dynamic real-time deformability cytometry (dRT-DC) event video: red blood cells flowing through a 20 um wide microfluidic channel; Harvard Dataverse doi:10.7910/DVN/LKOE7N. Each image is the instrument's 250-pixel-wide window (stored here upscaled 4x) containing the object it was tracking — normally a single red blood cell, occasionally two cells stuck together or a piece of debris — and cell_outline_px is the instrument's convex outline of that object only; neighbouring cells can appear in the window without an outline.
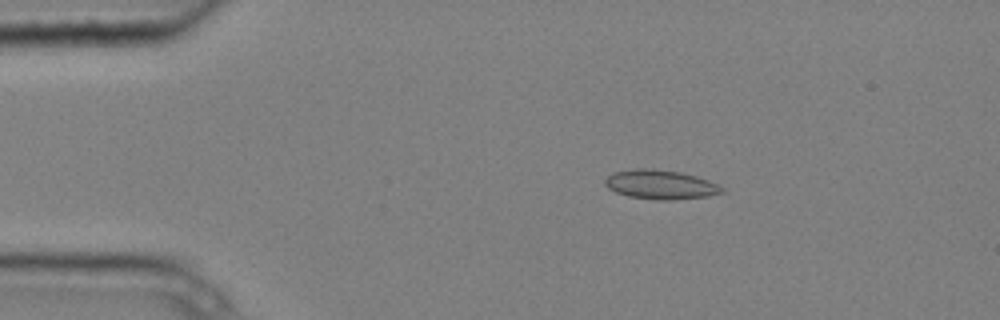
{"species": "common noctule bat (a hibernating species)", "species_latin": "Nyctalus noctula", "temperature_condition": "cold", "stored_images_in_passage": 4, "camera_frame_rate_fps": 3000, "um_per_image_px": 0.085, "animal": {"sex": "male", "body_mass_g": 20.4}, "frame": {"image": 1, "passage_image": 3, "time_ms": 0.667, "image_size_px": [1000, 320], "cell_outline_px": [[724, 192], [708, 196], [668, 200], [660, 200], [628, 196], [616, 192], [608, 188], [604, 184], [604, 180], [612, 172], [636, 168], [652, 168], [680, 172], [696, 176], [708, 180], [724, 188]], "centroid_in_image_um": [56.12, 15.68], "position_along_channel_um": 28.9, "area_um2": 19.88}}